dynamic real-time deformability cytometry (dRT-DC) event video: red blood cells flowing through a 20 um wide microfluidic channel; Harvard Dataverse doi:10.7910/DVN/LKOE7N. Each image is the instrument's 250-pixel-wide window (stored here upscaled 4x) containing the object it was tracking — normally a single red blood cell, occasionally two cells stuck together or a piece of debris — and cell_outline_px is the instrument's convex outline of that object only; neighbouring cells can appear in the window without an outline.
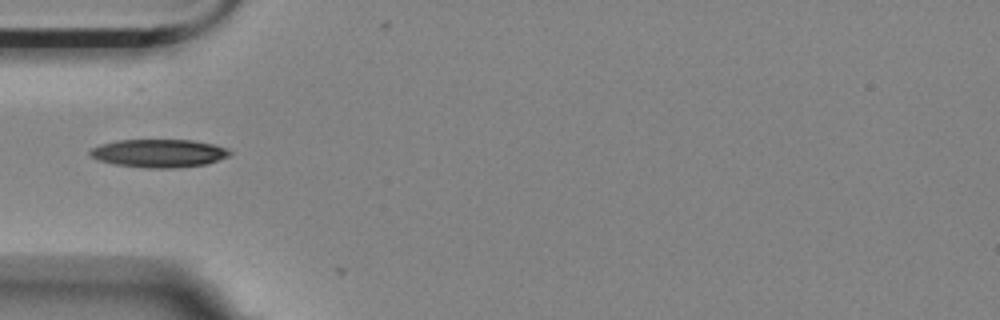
{"species": "Egyptian fruit bat (a non-hibernating species)", "species_latin": "Rousettus aegyptiacus", "temperature_condition": "room temperature", "stored_images_in_passage": 4, "camera_frame_rate_fps": 3000, "um_per_image_px": 0.085, "animal": {"sex": "female"}, "frame": {"image": 1, "passage_image": 1, "time_ms": 0.0, "image_size_px": [1000, 320], "cell_outline_px": [[232, 152], [228, 156], [204, 164], [176, 168], [144, 168], [116, 164], [100, 160], [92, 156], [88, 152], [92, 148], [100, 144], [116, 140], [192, 140], [212, 144], [228, 148]], "centroid_in_image_um": [13.5, 13.02], "position_along_channel_um": 71.5, "area_um2": 22.72}}